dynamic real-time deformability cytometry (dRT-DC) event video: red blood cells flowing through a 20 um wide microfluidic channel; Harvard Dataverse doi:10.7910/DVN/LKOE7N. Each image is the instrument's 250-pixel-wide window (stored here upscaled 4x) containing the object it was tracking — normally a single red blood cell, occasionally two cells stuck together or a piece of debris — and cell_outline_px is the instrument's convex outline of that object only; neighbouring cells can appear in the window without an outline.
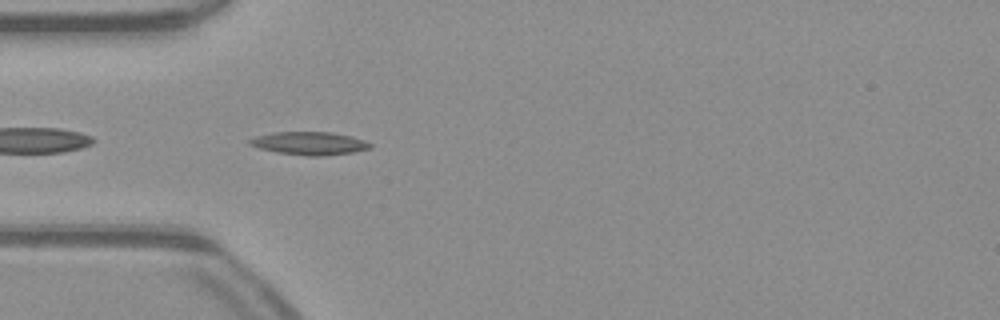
{"species": "common noctule bat (a hibernating species)", "species_latin": "Nyctalus noctula", "temperature_condition": "warm", "stored_images_in_passage": 38, "camera_frame_rate_fps": 3000, "um_per_image_px": 0.085, "animal": {"sex": "male", "body_mass_g": 23.1, "forearm_length_mm": 52.7}, "frame": {"image": 1, "passage_image": 2, "time_ms": 0.333, "image_size_px": [1000, 320], "cell_outline_px": [[372, 148], [352, 152], [320, 156], [308, 156], [276, 152], [260, 148], [248, 144], [248, 140], [256, 136], [272, 132], [332, 132], [352, 136], [364, 140], [372, 144]], "centroid_in_image_um": [26.3, 12.17], "position_along_channel_um": 58.7, "area_um2": 16.18}}
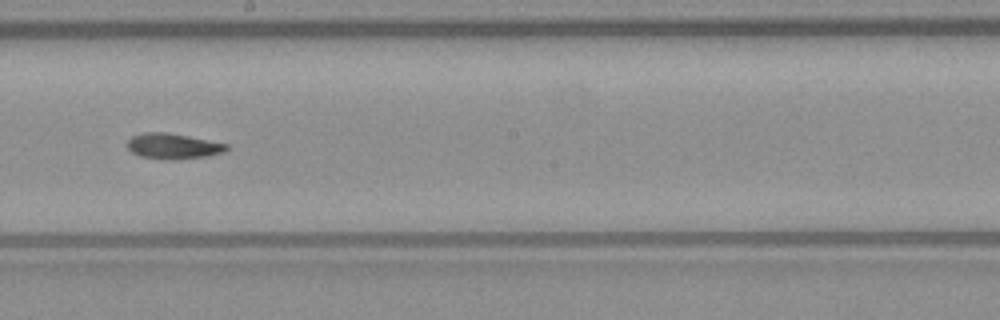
{"frame": {"image": 2, "passage_image": 15, "time_ms": 4.667, "image_size_px": [1000, 320], "cell_outline_px": [[228, 148], [224, 152], [204, 156], [172, 160], [164, 160], [140, 156], [132, 152], [128, 148], [128, 140], [132, 136], [144, 132], [168, 132], [228, 144]], "centroid_in_image_um": [14.69, 12.42], "position_along_channel_um": 233.5, "area_um2": 14.68}}
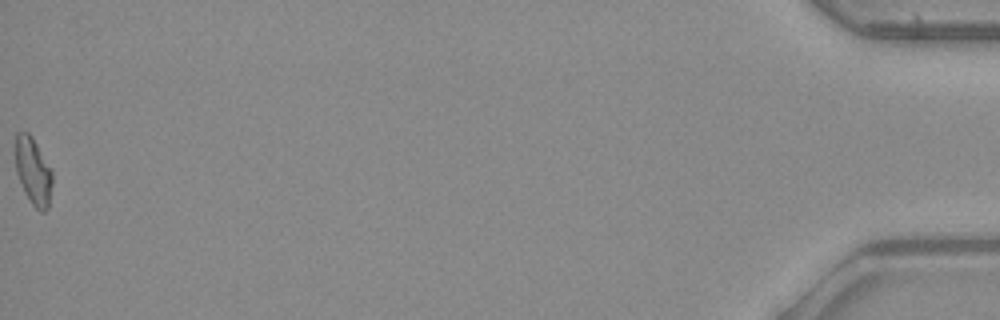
{"frame": {"image": 3, "passage_image": 38, "time_ms": 12.333, "image_size_px": [1000, 320], "cell_outline_px": [[52, 184], [48, 208], [44, 212], [40, 212], [32, 204], [24, 192], [16, 172], [16, 132], [28, 132], [32, 136], [52, 168]], "centroid_in_image_um": [2.84, 14.56], "position_along_channel_um": 432.4, "area_um2": 14.57}, "authors_computed_cell_mechanics": {"area_um2": 14.4789, "velocity_mm_per_s": 4.0653, "shape_relaxation_time_tau1_ms": 8.4133, "shape_relaxation_time_tau2_ms": 6.6501, "deformation_change_tau1": 0.2389, "deformation_change_tau2": 0.1644}}